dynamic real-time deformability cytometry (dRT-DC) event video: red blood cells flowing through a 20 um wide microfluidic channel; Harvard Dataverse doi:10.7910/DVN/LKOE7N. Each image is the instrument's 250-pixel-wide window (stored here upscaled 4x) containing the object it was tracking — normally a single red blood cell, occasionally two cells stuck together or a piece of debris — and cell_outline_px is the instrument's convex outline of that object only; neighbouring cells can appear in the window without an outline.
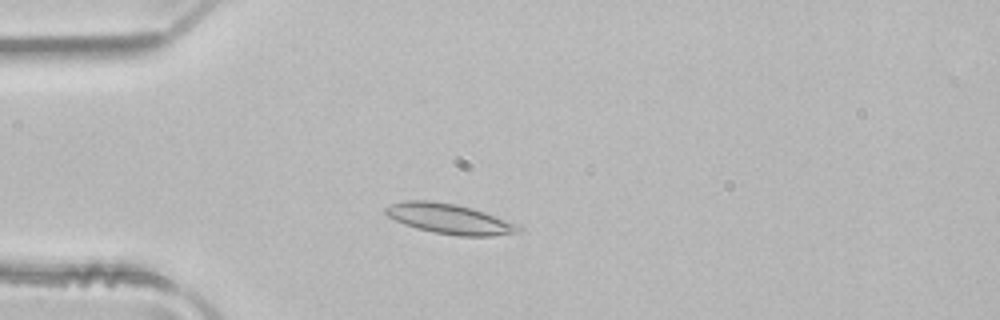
{"species": "common noctule bat (a hibernating species)", "species_latin": "Nyctalus noctula", "temperature_condition": "room temperature", "stored_images_in_passage": 3, "camera_frame_rate_fps": 3000, "um_per_image_px": 0.085, "animal": {"sex": "male", "body_mass_g": 21.5, "forearm_length_mm": 52.0}, "frame": {"image": 1, "passage_image": 3, "time_ms": 0.667, "image_size_px": [1000, 320], "cell_outline_px": [[524, 232], [492, 236], [456, 236], [416, 228], [404, 224], [388, 216], [384, 212], [384, 208], [392, 204], [404, 200], [428, 200], [456, 204], [472, 208], [520, 224], [524, 228]], "centroid_in_image_um": [38.28, 18.61], "position_along_channel_um": 46.7, "area_um2": 23.52}}